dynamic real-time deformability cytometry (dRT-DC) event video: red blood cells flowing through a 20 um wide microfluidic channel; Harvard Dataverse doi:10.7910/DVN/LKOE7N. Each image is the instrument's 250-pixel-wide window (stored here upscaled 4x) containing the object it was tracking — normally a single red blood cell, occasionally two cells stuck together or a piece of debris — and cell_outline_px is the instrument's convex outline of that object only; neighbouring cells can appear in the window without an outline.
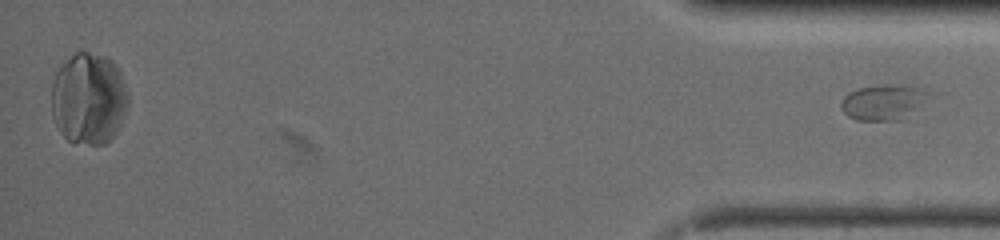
{"species": "common noctule bat (a hibernating species)", "species_latin": "Nyctalus noctula", "temperature_condition": "warm", "stored_images_in_passage": 66, "segment_of_instrument_passage": [2, 2], "camera_frame_rate_fps": 3000, "um_per_image_px": 0.085, "animal": {"sex": "female", "body_mass_g": 19.5, "forearm_length_mm": 54.1}, "frame": {"image": 1, "passage_image": 66, "time_ms": 21.667, "image_size_px": [1000, 240], "cell_outline_px": [[944, 92], [900, 120], [856, 120], [848, 116], [840, 108], [840, 104], [844, 96], [848, 92], [860, 88], [884, 84], [912, 84]], "centroid_in_image_um": [75.33, 8.62], "position_along_channel_um": 359.9, "area_um2": 19.48}}